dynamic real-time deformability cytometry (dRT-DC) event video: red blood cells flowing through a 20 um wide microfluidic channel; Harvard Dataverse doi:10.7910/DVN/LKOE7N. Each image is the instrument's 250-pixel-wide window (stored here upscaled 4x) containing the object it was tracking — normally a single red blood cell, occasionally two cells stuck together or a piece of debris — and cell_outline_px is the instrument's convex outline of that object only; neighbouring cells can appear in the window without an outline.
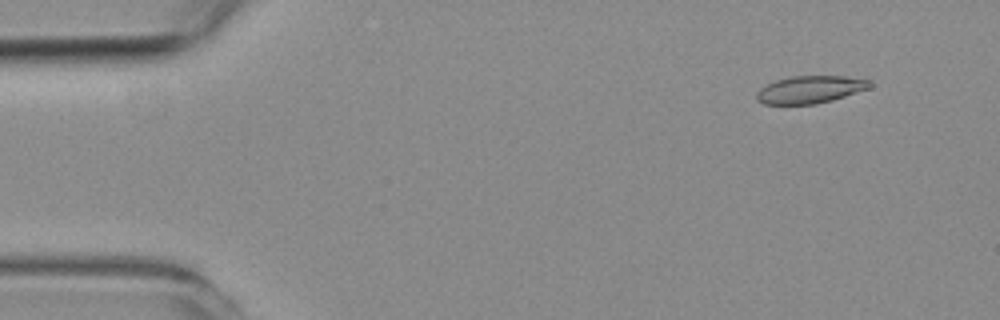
{"species": "common noctule bat (a hibernating species)", "species_latin": "Nyctalus noctula", "temperature_condition": "room temperature", "stored_images_in_passage": 55, "camera_frame_rate_fps": 3000, "um_per_image_px": 0.085, "animal": {"sex": "female", "body_mass_g": 19.3, "forearm_length_mm": 54.1}, "frame": {"image": 1, "passage_image": 5, "time_ms": 1.333, "image_size_px": [1000, 320], "cell_outline_px": [[872, 84], [868, 88], [832, 100], [816, 104], [764, 104], [756, 100], [756, 92], [760, 88], [776, 80], [792, 76], [844, 76], [868, 80]], "centroid_in_image_um": [68.81, 7.61], "position_along_channel_um": 16.2, "area_um2": 17.92}}
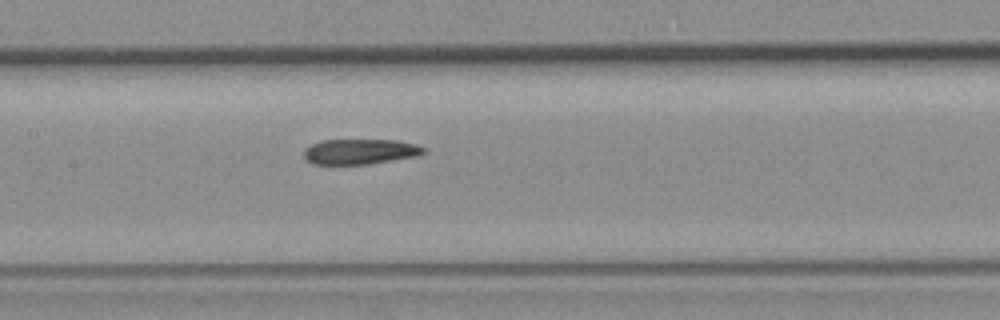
{"frame": {"image": 2, "passage_image": 26, "time_ms": 8.333, "image_size_px": [1000, 320], "cell_outline_px": [[428, 152], [420, 156], [368, 164], [312, 164], [304, 156], [304, 148], [320, 140], [396, 140], [416, 144], [424, 148]], "centroid_in_image_um": [30.64, 12.88], "position_along_channel_um": 176.8, "area_um2": 17.8}}
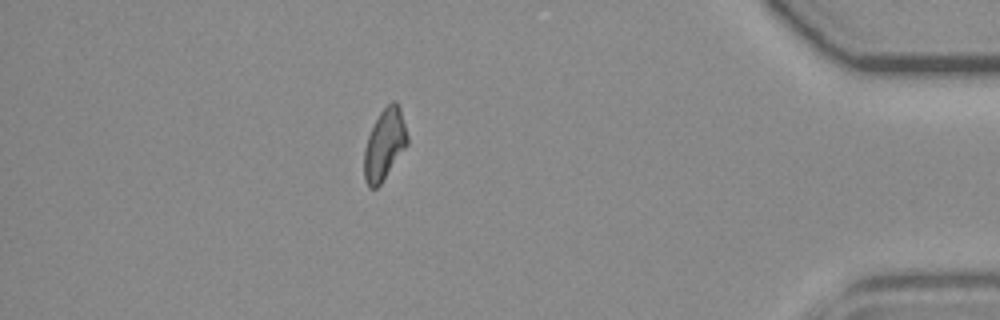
{"frame": {"image": 3, "passage_image": 48, "time_ms": 15.667, "image_size_px": [1000, 320], "cell_outline_px": [[408, 144], [380, 184], [376, 188], [368, 188], [364, 180], [364, 148], [368, 136], [380, 112], [392, 100], [396, 100], [400, 108], [408, 136]], "centroid_in_image_um": [32.68, 12.28], "position_along_channel_um": 402.5, "area_um2": 17.74}, "authors_computed_cell_mechanics": {"area_um2": 18.5538, "velocity_mm_per_s": 3.7298, "shape_relaxation_time_tau1_ms": null, "shape_relaxation_time_tau2_ms": 6.2067, "deformation_change_tau1": null, "deformation_change_tau2": 0.1361}}